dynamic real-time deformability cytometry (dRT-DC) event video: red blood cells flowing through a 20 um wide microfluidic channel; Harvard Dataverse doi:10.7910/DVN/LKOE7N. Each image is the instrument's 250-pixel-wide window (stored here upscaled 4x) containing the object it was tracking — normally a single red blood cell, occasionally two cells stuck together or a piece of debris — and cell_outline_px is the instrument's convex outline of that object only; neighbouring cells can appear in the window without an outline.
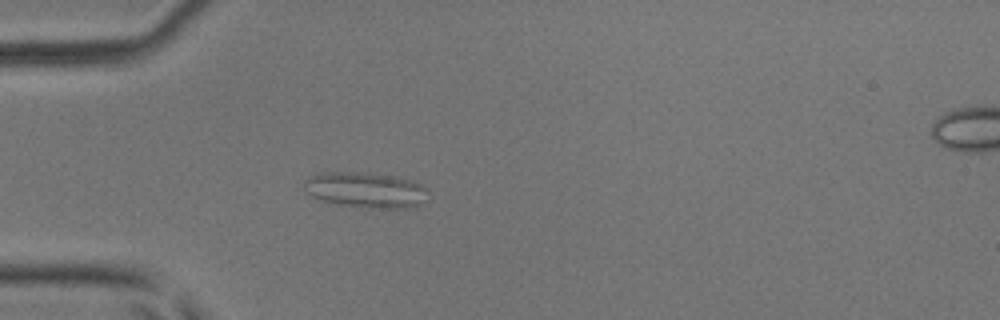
{"species": "common noctule bat (a hibernating species)", "species_latin": "Nyctalus noctula", "temperature_condition": "room temperature", "stored_images_in_passage": 51, "camera_frame_rate_fps": 3000, "um_per_image_px": 0.085, "animal": {"sex": "male", "body_mass_g": 17.9, "forearm_length_mm": 54.2}, "frame": {"image": 1, "passage_image": 15, "time_ms": 4.667, "image_size_px": [1000, 320], "cell_outline_px": [[428, 188], [424, 200], [420, 204], [404, 208], [368, 208], [340, 204], [320, 200], [312, 196], [304, 188], [304, 180], [320, 172], [368, 172], [392, 176], [412, 180]], "centroid_in_image_um": [31.07, 16.13], "position_along_channel_um": 53.9, "area_um2": 25.61}}
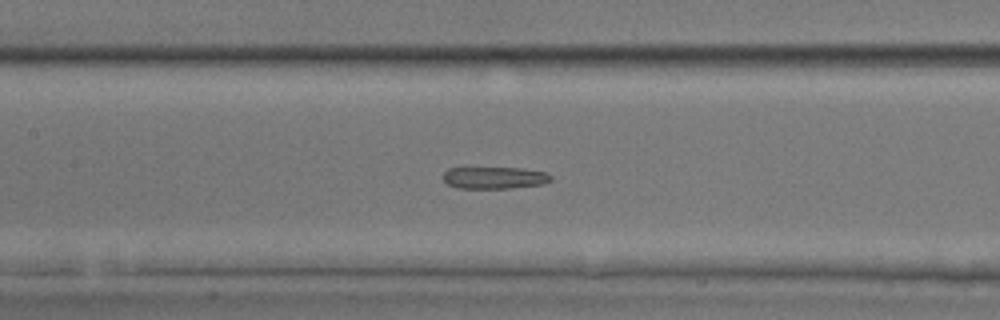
{"frame": {"image": 2, "passage_image": 24, "time_ms": 7.667, "image_size_px": [1000, 320], "cell_outline_px": [[552, 180], [544, 184], [512, 188], [456, 188], [448, 184], [444, 180], [444, 172], [448, 168], [520, 168], [544, 172], [552, 176]], "centroid_in_image_um": [42.04, 15.11], "position_along_channel_um": 165.4, "area_um2": 13.76}}
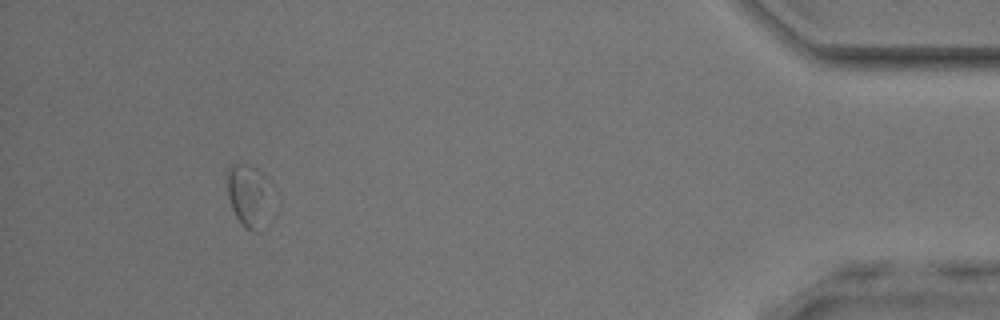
{"frame": {"image": 3, "passage_image": 47, "time_ms": 15.333, "image_size_px": [1000, 320], "cell_outline_px": [[264, 228], [260, 232], [252, 232], [240, 224], [232, 208], [228, 196], [228, 168], [232, 164], [244, 164], [252, 168], [264, 176]], "centroid_in_image_um": [21.0, 16.68], "position_along_channel_um": 414.2, "area_um2": 14.62}, "authors_computed_cell_mechanics": {"area_um2": 14.9702, "velocity_mm_per_s": 4.0549, "shape_relaxation_time_tau1_ms": null, "shape_relaxation_time_tau2_ms": 4.263, "deformation_change_tau1": null, "deformation_change_tau2": 0.115}}